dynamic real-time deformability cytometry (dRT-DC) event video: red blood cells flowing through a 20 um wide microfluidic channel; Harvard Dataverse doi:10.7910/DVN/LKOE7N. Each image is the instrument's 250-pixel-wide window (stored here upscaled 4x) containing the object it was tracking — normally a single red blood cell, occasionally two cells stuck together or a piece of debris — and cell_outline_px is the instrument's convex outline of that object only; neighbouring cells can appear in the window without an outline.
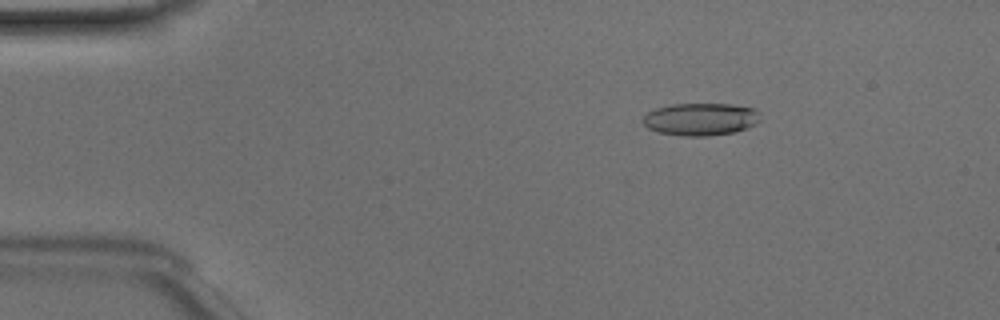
{"species": "Egyptian fruit bat (a non-hibernating species)", "species_latin": "Rousettus aegyptiacus", "temperature_condition": "room temperature", "stored_images_in_passage": 49, "camera_frame_rate_fps": 3000, "um_per_image_px": 0.085, "animal": {"sex": "male"}, "frame": {"image": 1, "passage_image": 8, "time_ms": 2.333, "image_size_px": [1000, 320], "cell_outline_px": [[760, 120], [756, 124], [748, 128], [736, 132], [708, 136], [684, 136], [656, 132], [648, 128], [644, 124], [644, 116], [648, 112], [656, 108], [672, 104], [732, 104], [752, 108], [760, 112]], "centroid_in_image_um": [59.58, 10.14], "position_along_channel_um": 25.4, "area_um2": 22.37}}
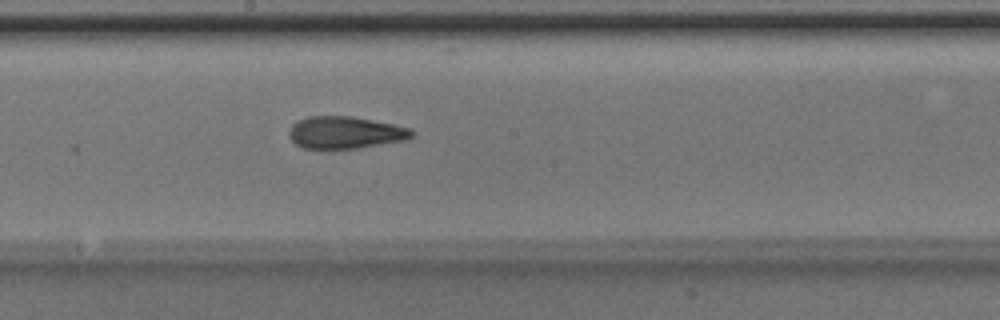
{"frame": {"image": 2, "passage_image": 27, "time_ms": 8.667, "image_size_px": [1000, 320], "cell_outline_px": [[416, 132], [408, 140], [360, 148], [332, 152], [304, 148], [296, 144], [288, 136], [288, 132], [292, 124], [296, 120], [308, 116], [352, 116], [412, 128]], "centroid_in_image_um": [29.33, 11.31], "position_along_channel_um": 218.9, "area_um2": 24.04}}
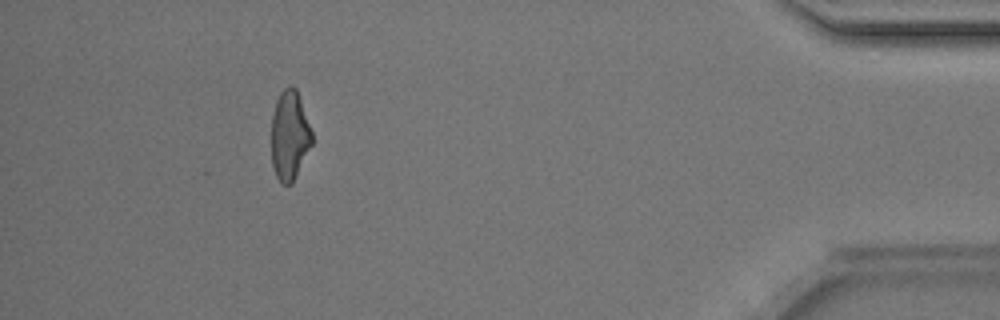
{"frame": {"image": 3, "passage_image": 45, "time_ms": 14.667, "image_size_px": [1000, 320], "cell_outline_px": [[312, 144], [292, 184], [280, 184], [272, 168], [272, 116], [276, 100], [280, 92], [288, 84], [292, 84], [296, 88], [312, 132]], "centroid_in_image_um": [24.6, 11.51], "position_along_channel_um": 410.6, "area_um2": 21.21}, "authors_computed_cell_mechanics": {"area_um2": 22.542, "velocity_mm_per_s": 4.141, "shape_relaxation_time_tau1_ms": 4.756, "shape_relaxation_time_tau2_ms": 2.3229, "deformation_change_tau1": 0.157, "deformation_change_tau2": 0.1131}}